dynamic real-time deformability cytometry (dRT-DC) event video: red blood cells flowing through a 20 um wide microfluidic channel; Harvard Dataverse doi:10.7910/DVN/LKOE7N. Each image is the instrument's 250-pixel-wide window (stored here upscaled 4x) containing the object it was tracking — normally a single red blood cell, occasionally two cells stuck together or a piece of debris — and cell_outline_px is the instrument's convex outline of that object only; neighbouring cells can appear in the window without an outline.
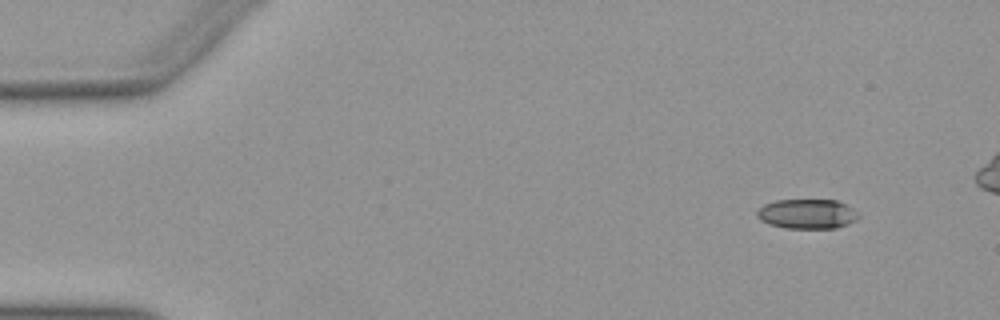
{"species": "Egyptian fruit bat (a non-hibernating species)", "species_latin": "Rousettus aegyptiacus", "temperature_condition": "warm", "stored_images_in_passage": 45, "camera_frame_rate_fps": 3000, "um_per_image_px": 0.085, "animal": {"sex": "female"}, "frame": {"image": 1, "passage_image": 1, "time_ms": 0.0, "image_size_px": [1000, 320], "cell_outline_px": [[860, 216], [856, 220], [848, 224], [836, 228], [784, 228], [768, 224], [760, 220], [756, 216], [756, 212], [764, 204], [776, 200], [836, 200], [860, 212]], "centroid_in_image_um": [68.61, 18.19], "position_along_channel_um": 16.4, "area_um2": 17.69}}
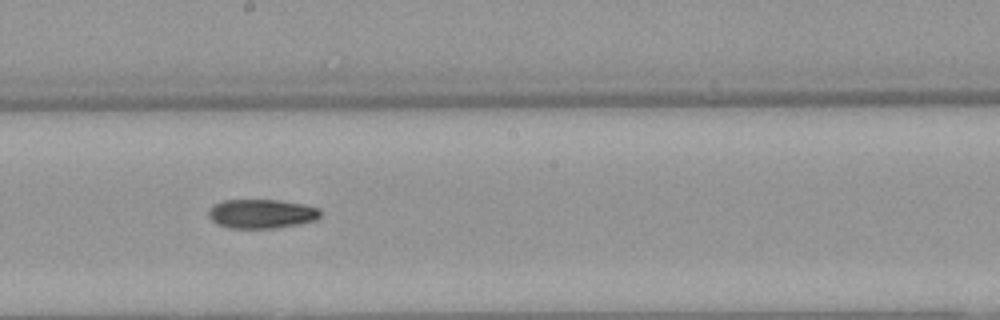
{"frame": {"image": 2, "passage_image": 25, "time_ms": 8.0, "image_size_px": [1000, 320], "cell_outline_px": [[320, 216], [316, 220], [300, 224], [276, 228], [228, 228], [216, 224], [208, 216], [208, 208], [212, 204], [224, 200], [276, 200], [304, 204], [320, 208]], "centroid_in_image_um": [22.21, 18.17], "position_along_channel_um": 226.0, "area_um2": 19.25}}
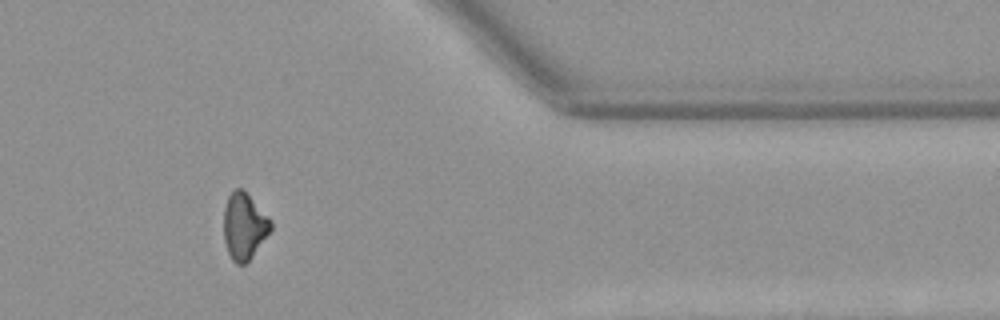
{"frame": {"image": 3, "passage_image": 39, "time_ms": 12.667, "image_size_px": [1000, 320], "cell_outline_px": [[272, 228], [252, 256], [244, 264], [236, 264], [232, 260], [228, 252], [224, 240], [224, 208], [228, 196], [232, 188], [240, 188], [272, 220]], "centroid_in_image_um": [20.73, 19.23], "position_along_channel_um": 390.7, "area_um2": 17.92}}